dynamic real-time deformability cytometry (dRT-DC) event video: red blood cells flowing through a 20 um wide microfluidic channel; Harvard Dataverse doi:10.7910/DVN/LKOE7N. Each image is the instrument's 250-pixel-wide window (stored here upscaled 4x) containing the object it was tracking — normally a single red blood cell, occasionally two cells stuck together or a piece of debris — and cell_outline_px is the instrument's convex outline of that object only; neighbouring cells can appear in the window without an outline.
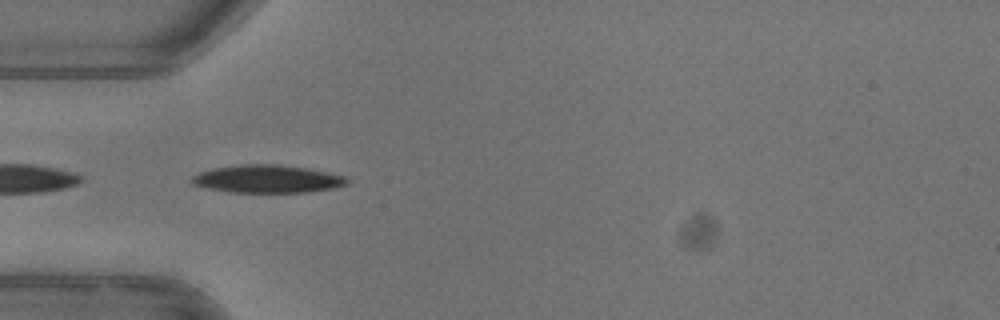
{"species": "common noctule bat (a hibernating species)", "species_latin": "Nyctalus noctula", "temperature_condition": "warm", "stored_images_in_passage": 5, "camera_frame_rate_fps": 3000, "um_per_image_px": 0.085, "animal": {"sex": "female"}, "frame": {"image": 1, "passage_image": 3, "time_ms": 0.667, "image_size_px": [1000, 320], "cell_outline_px": [[348, 184], [336, 188], [308, 192], [228, 192], [208, 188], [192, 184], [188, 180], [192, 176], [200, 172], [212, 168], [240, 164], [276, 164], [304, 168], [344, 176], [348, 180]], "centroid_in_image_um": [22.67, 15.21], "position_along_channel_um": 62.3, "area_um2": 25.14}}